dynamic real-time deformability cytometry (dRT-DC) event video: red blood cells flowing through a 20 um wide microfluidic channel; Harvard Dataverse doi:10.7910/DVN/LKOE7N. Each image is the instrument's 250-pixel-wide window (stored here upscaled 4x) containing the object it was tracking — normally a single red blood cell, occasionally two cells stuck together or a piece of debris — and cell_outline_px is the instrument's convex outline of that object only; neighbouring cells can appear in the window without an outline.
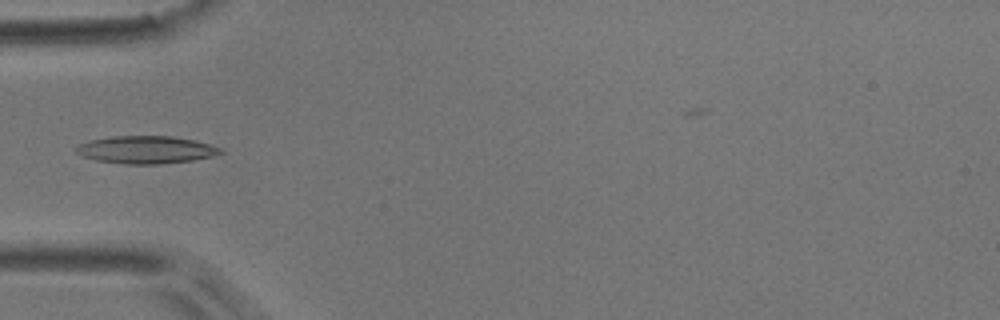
{"species": "common noctule bat (a hibernating species)", "species_latin": "Nyctalus noctula", "temperature_condition": "room temperature", "stored_images_in_passage": 6, "camera_frame_rate_fps": 3000, "um_per_image_px": 0.085, "animal": {"sex": "male", "body_mass_g": 17.9}, "frame": {"image": 1, "passage_image": 3, "time_ms": 3.667, "image_size_px": [1000, 320], "cell_outline_px": [[224, 152], [212, 156], [192, 160], [160, 164], [124, 164], [96, 160], [84, 156], [76, 152], [76, 148], [80, 144], [88, 140], [112, 136], [172, 136], [192, 140], [224, 148]], "centroid_in_image_um": [12.42, 12.73], "position_along_channel_um": 72.6, "area_um2": 23.12}}
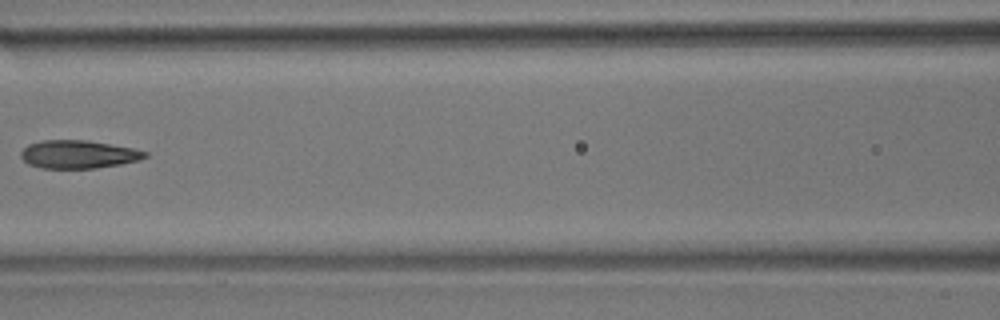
{"frame": {"image": 2, "passage_image": 5, "time_ms": 6.0, "image_size_px": [1000, 320], "cell_outline_px": [[148, 156], [140, 160], [120, 164], [96, 168], [40, 168], [28, 164], [20, 156], [20, 152], [28, 144], [40, 140], [84, 140], [132, 148], [148, 152]], "centroid_in_image_um": [6.63, 13.12], "position_along_channel_um": 160.0, "area_um2": 20.29}}
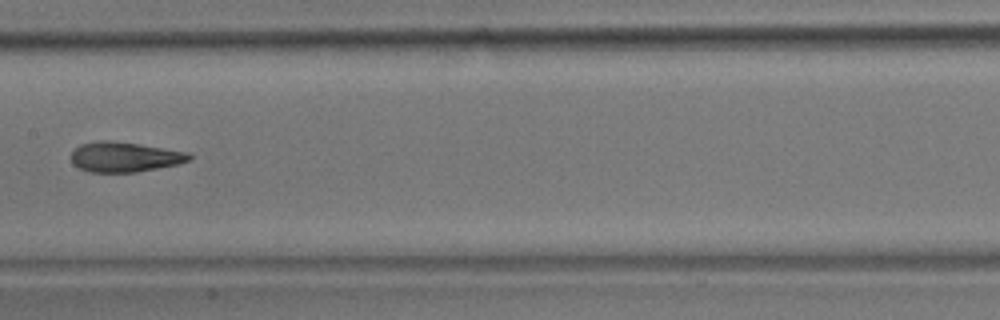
{"frame": {"image": 3, "passage_image": 6, "time_ms": 7.0, "image_size_px": [1000, 320], "cell_outline_px": [[192, 160], [180, 164], [136, 172], [88, 172], [72, 164], [72, 152], [80, 144], [100, 140], [108, 140], [140, 144], [188, 152], [192, 156]], "centroid_in_image_um": [10.62, 13.34], "position_along_channel_um": 196.8, "area_um2": 20.75}}